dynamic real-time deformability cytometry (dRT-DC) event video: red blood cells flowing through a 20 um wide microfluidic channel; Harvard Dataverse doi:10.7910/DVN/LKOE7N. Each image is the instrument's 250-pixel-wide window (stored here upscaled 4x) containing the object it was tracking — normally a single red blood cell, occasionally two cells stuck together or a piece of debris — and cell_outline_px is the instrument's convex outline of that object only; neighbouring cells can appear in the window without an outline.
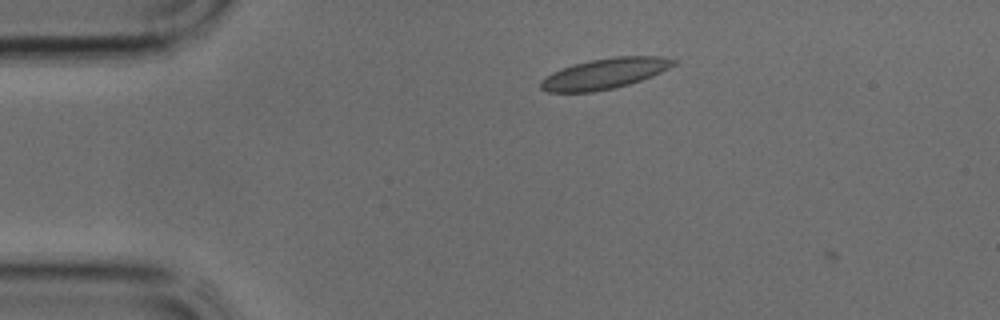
{"species": "common noctule bat (a hibernating species)", "species_latin": "Nyctalus noctula", "temperature_condition": "cold", "stored_images_in_passage": 7, "camera_frame_rate_fps": 3000, "um_per_image_px": 0.085, "animal": {"sex": "male", "body_mass_g": 17.9, "forearm_length_mm": 54.2}, "frame": {"image": 1, "passage_image": 4, "time_ms": 1.0, "image_size_px": [1000, 320], "cell_outline_px": [[680, 60], [676, 64], [652, 76], [628, 84], [612, 88], [592, 92], [548, 92], [540, 88], [540, 80], [552, 72], [576, 64], [592, 60], [616, 56], [664, 56]], "centroid_in_image_um": [51.43, 6.25], "position_along_channel_um": 33.6, "area_um2": 23.47}}